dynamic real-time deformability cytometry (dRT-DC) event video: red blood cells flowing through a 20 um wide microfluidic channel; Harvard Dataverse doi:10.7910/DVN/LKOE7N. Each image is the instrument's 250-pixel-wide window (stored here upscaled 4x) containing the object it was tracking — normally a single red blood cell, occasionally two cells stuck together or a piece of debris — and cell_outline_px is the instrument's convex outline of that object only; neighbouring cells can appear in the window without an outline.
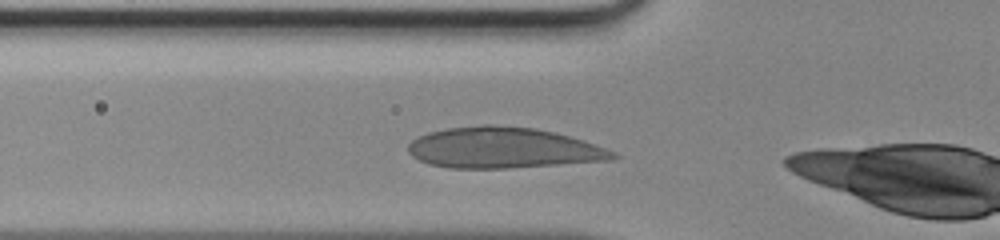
{"species": "human", "species_latin": "Homo sapiens", "temperature_condition": "room temperature", "stored_images_in_passage": 25, "camera_frame_rate_fps": 3000, "um_per_image_px": 0.085, "donor": {"sex": "male"}, "frame": {"image": 1, "passage_image": 2, "time_ms": 0.333, "image_size_px": [1000, 240], "cell_outline_px": [[620, 156], [612, 160], [508, 168], [448, 168], [428, 164], [412, 156], [408, 152], [408, 144], [416, 136], [428, 132], [448, 128], [484, 124], [492, 124], [536, 128], [584, 140], [616, 152]], "centroid_in_image_um": [42.75, 12.56], "position_along_channel_um": 83.1, "area_um2": 48.96}}
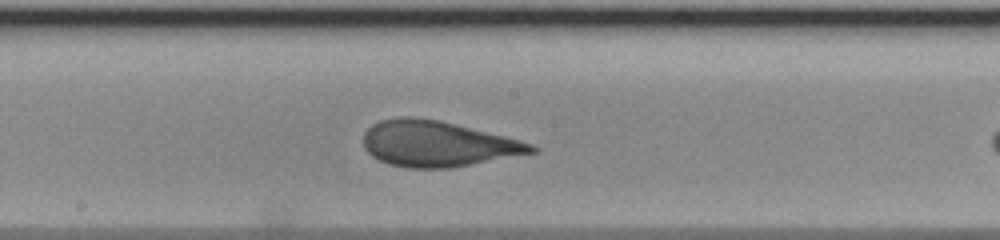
{"frame": {"image": 2, "passage_image": 11, "time_ms": 3.333, "image_size_px": [1000, 240], "cell_outline_px": [[540, 148], [536, 152], [448, 168], [404, 168], [388, 164], [372, 156], [364, 148], [364, 132], [372, 124], [380, 120], [400, 116], [408, 116], [436, 120], [504, 136], [520, 140], [532, 144]], "centroid_in_image_um": [37.14, 12.23], "position_along_channel_um": 211.1, "area_um2": 44.27}}
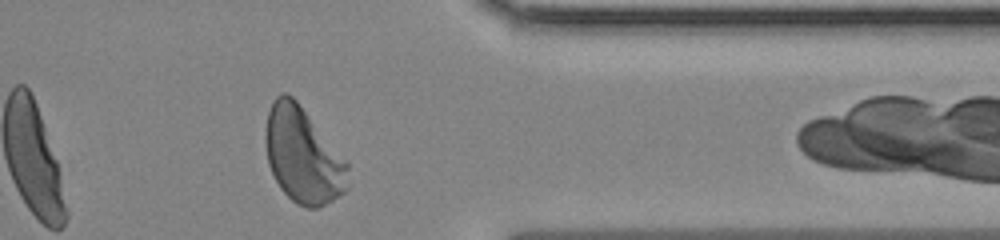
{"frame": {"image": 3, "passage_image": 24, "time_ms": 7.667, "image_size_px": [1000, 240], "cell_outline_px": [[348, 188], [344, 192], [320, 208], [308, 208], [296, 204], [280, 188], [268, 164], [264, 140], [264, 136], [268, 112], [272, 100], [280, 92], [288, 92], [296, 100], [348, 164]], "centroid_in_image_um": [25.71, 13.21], "position_along_channel_um": 385.7, "area_um2": 45.72}}